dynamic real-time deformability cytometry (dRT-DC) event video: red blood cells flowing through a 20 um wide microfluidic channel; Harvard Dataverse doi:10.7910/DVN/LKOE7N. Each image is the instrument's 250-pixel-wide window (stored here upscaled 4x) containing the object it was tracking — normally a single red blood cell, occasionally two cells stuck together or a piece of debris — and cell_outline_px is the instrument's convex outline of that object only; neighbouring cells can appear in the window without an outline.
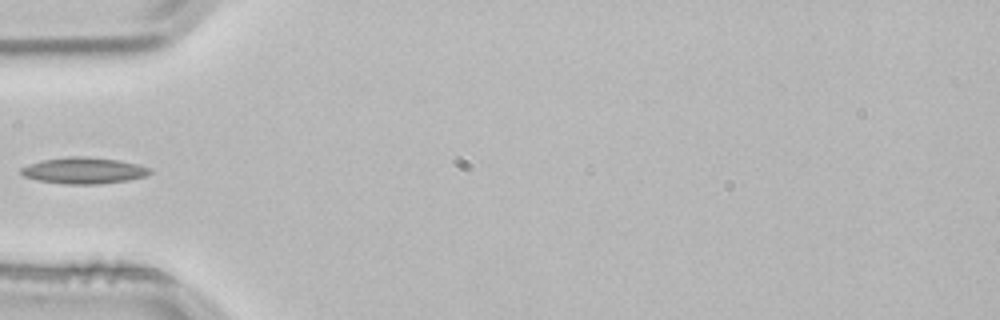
{"species": "common noctule bat (a hibernating species)", "species_latin": "Nyctalus noctula", "temperature_condition": "room temperature", "stored_images_in_passage": 1, "camera_frame_rate_fps": 3000, "um_per_image_px": 0.085, "animal": {"sex": "male", "body_mass_g": 21.5, "forearm_length_mm": 52.0}, "frame": {"image": 1, "passage_image": 1, "time_ms": 0.0, "image_size_px": [1000, 320], "cell_outline_px": [[152, 172], [148, 176], [128, 180], [96, 184], [64, 184], [36, 180], [24, 176], [20, 172], [20, 168], [28, 164], [40, 160], [68, 156], [84, 156], [120, 160], [152, 168]], "centroid_in_image_um": [7.12, 14.49], "position_along_channel_um": 77.9, "area_um2": 20.0}}